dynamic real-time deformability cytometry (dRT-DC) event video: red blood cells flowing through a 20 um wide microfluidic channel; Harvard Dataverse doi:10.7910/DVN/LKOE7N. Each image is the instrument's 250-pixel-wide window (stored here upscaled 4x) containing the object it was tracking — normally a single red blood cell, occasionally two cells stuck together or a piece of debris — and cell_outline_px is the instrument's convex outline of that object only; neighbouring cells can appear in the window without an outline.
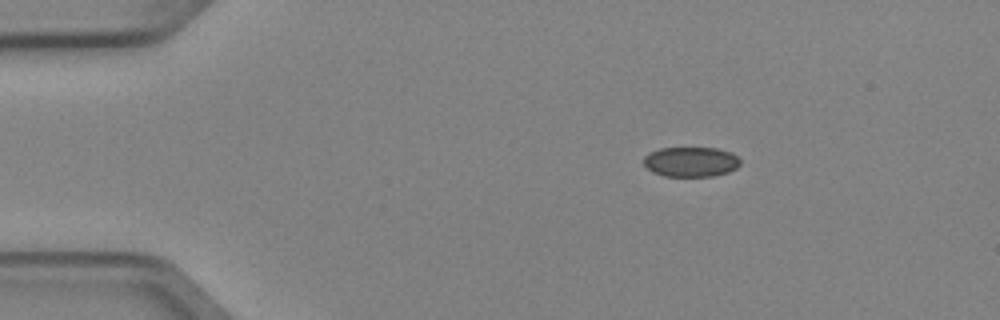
{"species": "Egyptian fruit bat (a non-hibernating species)", "species_latin": "Rousettus aegyptiacus", "temperature_condition": "cold", "stored_images_in_passage": 3, "camera_frame_rate_fps": 3000, "um_per_image_px": 0.085, "animal": {"sex": "female"}, "frame": {"image": 1, "passage_image": 1, "time_ms": 0.0, "image_size_px": [1000, 320], "cell_outline_px": [[740, 164], [736, 168], [728, 172], [712, 176], [664, 176], [652, 172], [644, 164], [644, 156], [660, 148], [716, 148], [732, 152], [740, 160]], "centroid_in_image_um": [58.74, 13.75], "position_along_channel_um": 26.3, "area_um2": 16.76}}
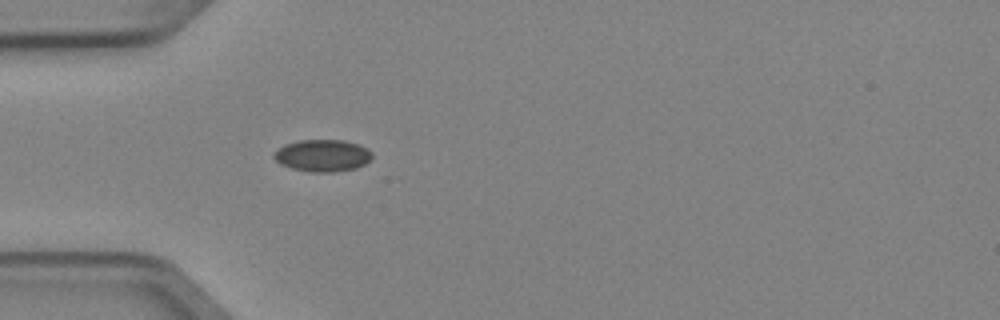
{"frame": {"image": 2, "passage_image": 3, "time_ms": 0.667, "image_size_px": [1000, 320], "cell_outline_px": [[372, 160], [356, 168], [332, 172], [312, 172], [292, 168], [280, 164], [272, 156], [284, 144], [300, 140], [344, 140], [360, 144], [368, 148], [372, 152]], "centroid_in_image_um": [27.46, 13.21], "position_along_channel_um": 57.5, "area_um2": 18.38}}